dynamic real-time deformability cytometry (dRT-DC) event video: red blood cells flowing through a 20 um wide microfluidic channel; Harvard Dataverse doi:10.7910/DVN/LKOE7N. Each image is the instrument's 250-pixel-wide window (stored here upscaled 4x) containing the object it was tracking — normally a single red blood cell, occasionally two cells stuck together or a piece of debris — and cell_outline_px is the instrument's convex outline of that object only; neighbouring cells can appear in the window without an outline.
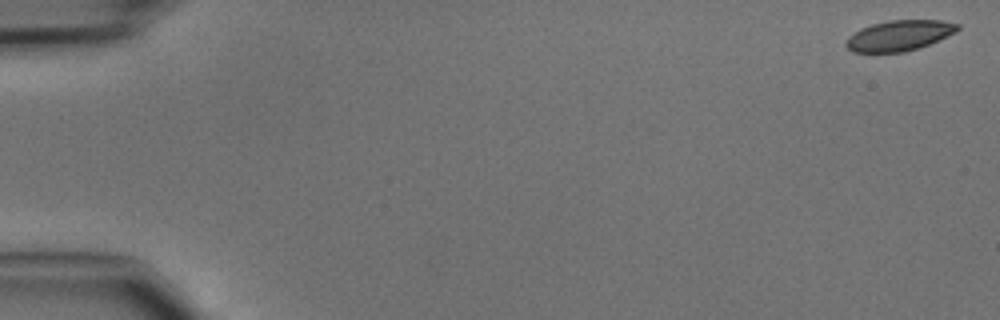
{"species": "common noctule bat (a hibernating species)", "species_latin": "Nyctalus noctula", "temperature_condition": "cold", "stored_images_in_passage": 47, "camera_frame_rate_fps": 3000, "um_per_image_px": 0.085, "animal": {"sex": "male", "body_mass_g": 15.6}, "frame": {"image": 1, "passage_image": 1, "time_ms": 0.0, "image_size_px": [1000, 320], "cell_outline_px": [[960, 28], [956, 32], [928, 44], [904, 52], [852, 52], [844, 44], [848, 36], [860, 28], [872, 24], [888, 20], [940, 20], [960, 24]], "centroid_in_image_um": [76.41, 3.01], "position_along_channel_um": 8.6, "area_um2": 19.77}}
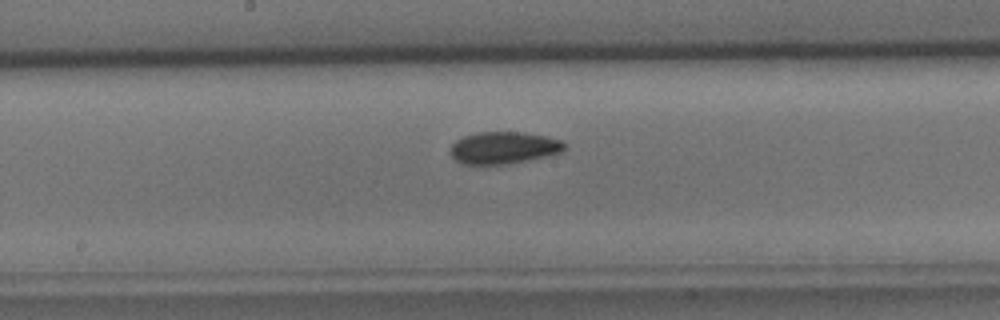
{"frame": {"image": 2, "passage_image": 25, "time_ms": 8.0, "image_size_px": [1000, 320], "cell_outline_px": [[564, 148], [560, 152], [548, 156], [508, 164], [460, 164], [452, 156], [452, 144], [456, 140], [464, 136], [476, 132], [524, 132], [548, 136], [564, 140]], "centroid_in_image_um": [42.84, 12.55], "position_along_channel_um": 205.4, "area_um2": 21.39}}
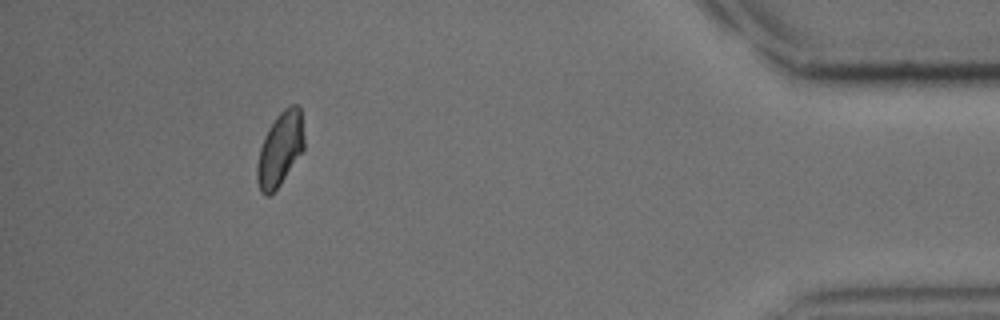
{"frame": {"image": 3, "passage_image": 43, "time_ms": 14.0, "image_size_px": [1000, 320], "cell_outline_px": [[304, 148], [280, 184], [268, 196], [264, 196], [260, 192], [256, 180], [256, 168], [260, 148], [264, 136], [268, 128], [276, 116], [284, 108], [292, 104], [296, 104], [300, 108], [304, 136]], "centroid_in_image_um": [23.78, 12.67], "position_along_channel_um": 411.4, "area_um2": 20.17}}